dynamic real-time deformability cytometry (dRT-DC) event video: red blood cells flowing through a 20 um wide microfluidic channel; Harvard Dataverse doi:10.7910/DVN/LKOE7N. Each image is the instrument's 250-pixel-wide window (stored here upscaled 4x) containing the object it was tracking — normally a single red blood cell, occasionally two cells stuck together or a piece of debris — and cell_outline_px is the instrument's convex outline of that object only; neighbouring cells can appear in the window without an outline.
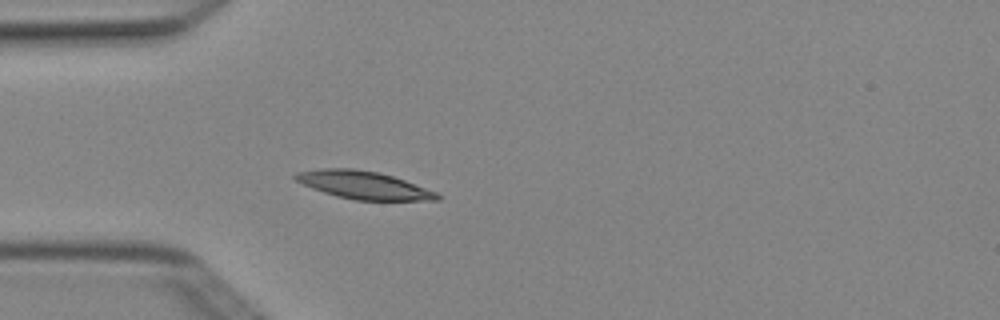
{"species": "Egyptian fruit bat (a non-hibernating species)", "species_latin": "Rousettus aegyptiacus", "temperature_condition": "cold", "stored_images_in_passage": 4, "camera_frame_rate_fps": 3000, "um_per_image_px": 0.085, "animal": {"sex": "female"}, "frame": {"image": 1, "passage_image": 4, "time_ms": 1.0, "image_size_px": [1000, 320], "cell_outline_px": [[440, 200], [356, 200], [336, 196], [312, 188], [296, 180], [292, 176], [296, 172], [320, 168], [356, 168], [380, 172], [404, 180], [436, 192], [440, 196]], "centroid_in_image_um": [30.87, 15.72], "position_along_channel_um": 54.1, "area_um2": 22.89}}